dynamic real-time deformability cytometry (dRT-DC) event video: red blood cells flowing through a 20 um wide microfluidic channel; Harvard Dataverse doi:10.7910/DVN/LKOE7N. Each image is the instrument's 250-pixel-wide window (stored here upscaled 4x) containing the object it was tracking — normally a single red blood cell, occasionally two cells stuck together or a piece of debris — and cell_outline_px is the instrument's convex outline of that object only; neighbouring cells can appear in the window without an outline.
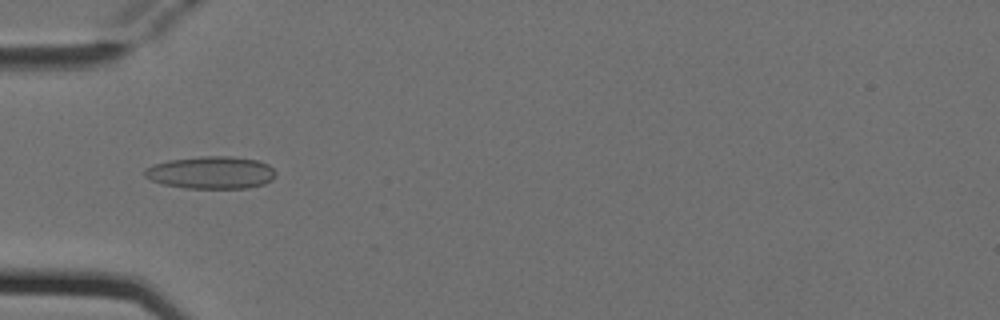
{"species": "Egyptian fruit bat (a non-hibernating species)", "species_latin": "Rousettus aegyptiacus", "temperature_condition": "cold", "stored_images_in_passage": 6, "camera_frame_rate_fps": 3000, "um_per_image_px": 0.085, "animal": {"sex": "female"}, "frame": {"image": 1, "passage_image": 4, "time_ms": 1.0, "image_size_px": [1000, 320], "cell_outline_px": [[276, 176], [272, 180], [264, 184], [248, 188], [184, 188], [164, 184], [152, 180], [144, 176], [144, 168], [152, 164], [168, 160], [200, 156], [232, 156], [256, 160], [268, 164], [276, 172]], "centroid_in_image_um": [17.94, 14.66], "position_along_channel_um": 67.1, "area_um2": 24.97}}
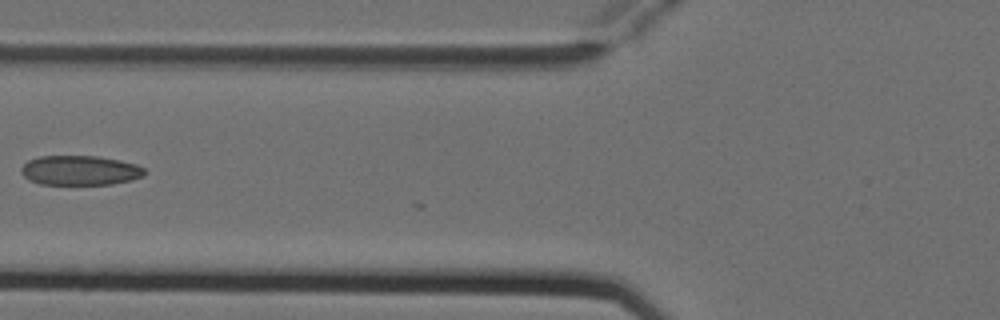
{"frame": {"image": 2, "passage_image": 5, "time_ms": 1.333, "image_size_px": [1000, 320], "cell_outline_px": [[148, 172], [144, 176], [132, 180], [112, 184], [40, 184], [28, 180], [20, 172], [20, 168], [28, 160], [40, 156], [96, 156], [120, 160], [136, 164], [144, 168]], "centroid_in_image_um": [6.81, 14.48], "position_along_channel_um": 119.0, "area_um2": 21.5}}
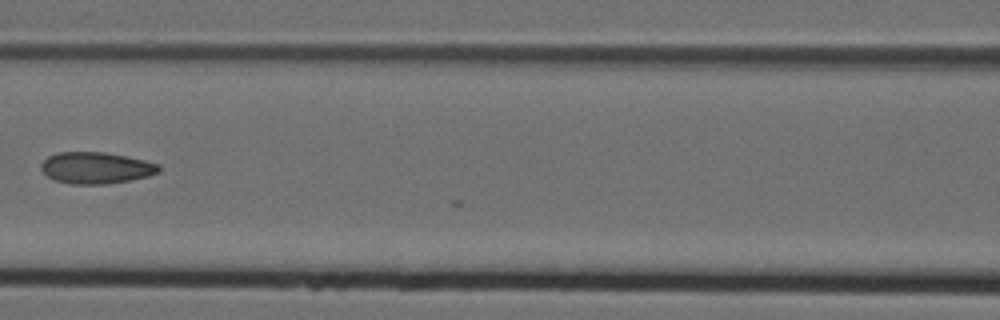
{"frame": {"image": 3, "passage_image": 6, "time_ms": 1.667, "image_size_px": [1000, 320], "cell_outline_px": [[160, 172], [148, 176], [128, 180], [104, 184], [72, 184], [56, 180], [48, 176], [40, 168], [40, 164], [48, 156], [60, 152], [104, 152], [128, 156], [160, 164]], "centroid_in_image_um": [8.18, 14.26], "position_along_channel_um": 158.4, "area_um2": 21.56}}